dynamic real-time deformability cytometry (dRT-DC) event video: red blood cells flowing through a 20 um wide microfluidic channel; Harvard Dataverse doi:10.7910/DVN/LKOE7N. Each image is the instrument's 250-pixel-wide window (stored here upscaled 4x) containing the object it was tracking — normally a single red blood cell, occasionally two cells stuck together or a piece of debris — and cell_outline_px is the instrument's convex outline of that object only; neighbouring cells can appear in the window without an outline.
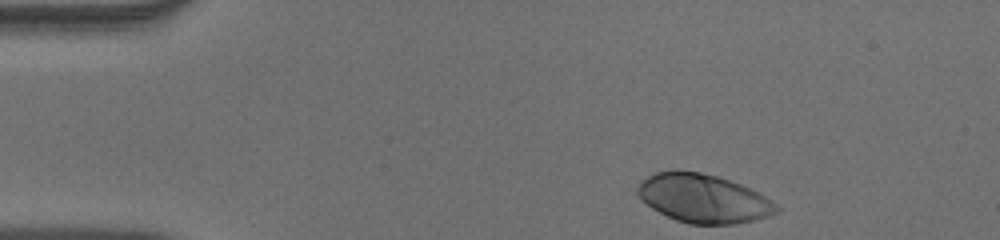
{"species": "human", "species_latin": "Homo sapiens", "temperature_condition": "warm", "stored_images_in_passage": 38, "camera_frame_rate_fps": 3000, "um_per_image_px": 0.085, "donor": {"sex": "male"}, "frame": {"image": 1, "passage_image": 1, "time_ms": 0.0, "image_size_px": [1000, 240], "cell_outline_px": [[780, 212], [756, 220], [736, 224], [688, 224], [676, 220], [652, 208], [640, 200], [636, 192], [636, 188], [648, 176], [656, 172], [676, 168], [700, 172], [716, 176], [740, 184], [760, 192], [772, 200], [780, 208]], "centroid_in_image_um": [59.8, 16.86], "position_along_channel_um": 25.2, "area_um2": 39.77}}
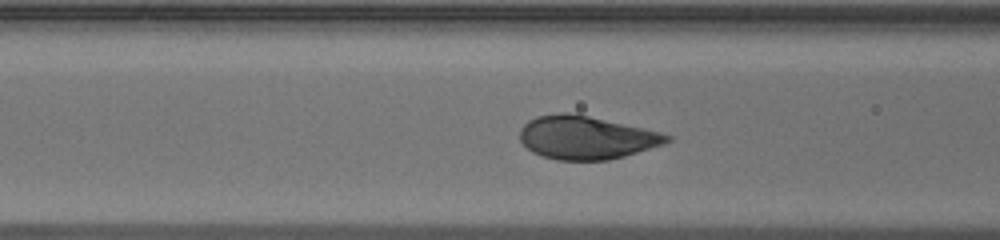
{"frame": {"image": 2, "passage_image": 14, "time_ms": 4.333, "image_size_px": [1000, 240], "cell_outline_px": [[672, 140], [664, 144], [624, 156], [608, 160], [556, 160], [532, 152], [520, 140], [520, 128], [528, 120], [536, 116], [560, 112], [568, 112], [588, 116], [644, 128], [660, 132], [672, 136]], "centroid_in_image_um": [49.82, 11.69], "position_along_channel_um": 116.8, "area_um2": 36.93}}
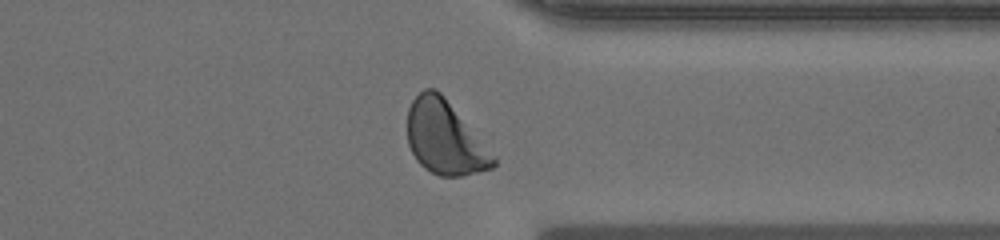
{"frame": {"image": 3, "passage_image": 34, "time_ms": 11.0, "image_size_px": [1000, 240], "cell_outline_px": [[496, 164], [492, 168], [464, 176], [440, 176], [424, 168], [416, 160], [408, 144], [408, 108], [412, 100], [424, 88], [436, 88], [444, 96], [496, 156]], "centroid_in_image_um": [37.82, 11.71], "position_along_channel_um": 373.6, "area_um2": 36.82}, "authors_computed_cell_mechanics": {"area_um2": 37.2521, "velocity_mm_per_s": 3.8768, "shape_relaxation_time_tau1_ms": 1.7308, "shape_relaxation_time_tau2_ms": null, "deformation_change_tau1": 0.1541, "deformation_change_tau2": null}}